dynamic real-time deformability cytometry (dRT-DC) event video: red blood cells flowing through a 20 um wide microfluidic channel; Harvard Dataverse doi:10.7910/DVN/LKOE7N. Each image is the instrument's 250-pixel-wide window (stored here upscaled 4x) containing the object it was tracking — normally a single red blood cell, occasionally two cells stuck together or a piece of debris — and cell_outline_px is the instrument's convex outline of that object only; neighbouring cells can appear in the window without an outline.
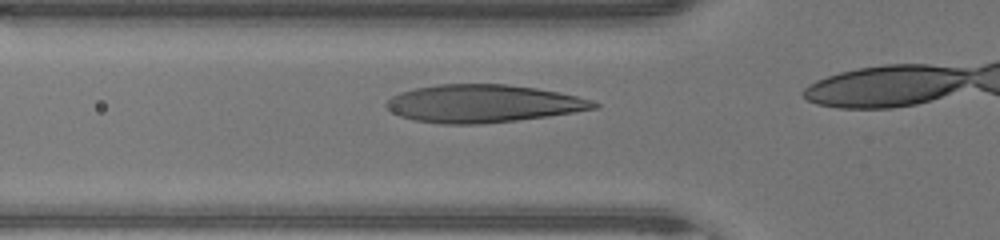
{"species": "human", "species_latin": "Homo sapiens", "temperature_condition": "warm", "stored_images_in_passage": 8, "camera_frame_rate_fps": 3000, "um_per_image_px": 0.085, "donor": {"sex": "male"}, "frame": {"image": 1, "passage_image": 6, "time_ms": 1.667, "image_size_px": [1000, 240], "cell_outline_px": [[600, 104], [596, 108], [548, 116], [516, 120], [480, 124], [444, 124], [412, 120], [400, 116], [392, 112], [384, 104], [392, 96], [400, 92], [416, 88], [440, 84], [504, 84], [536, 88], [576, 96], [592, 100]], "centroid_in_image_um": [41.02, 8.81], "position_along_channel_um": 84.8, "area_um2": 45.37}}